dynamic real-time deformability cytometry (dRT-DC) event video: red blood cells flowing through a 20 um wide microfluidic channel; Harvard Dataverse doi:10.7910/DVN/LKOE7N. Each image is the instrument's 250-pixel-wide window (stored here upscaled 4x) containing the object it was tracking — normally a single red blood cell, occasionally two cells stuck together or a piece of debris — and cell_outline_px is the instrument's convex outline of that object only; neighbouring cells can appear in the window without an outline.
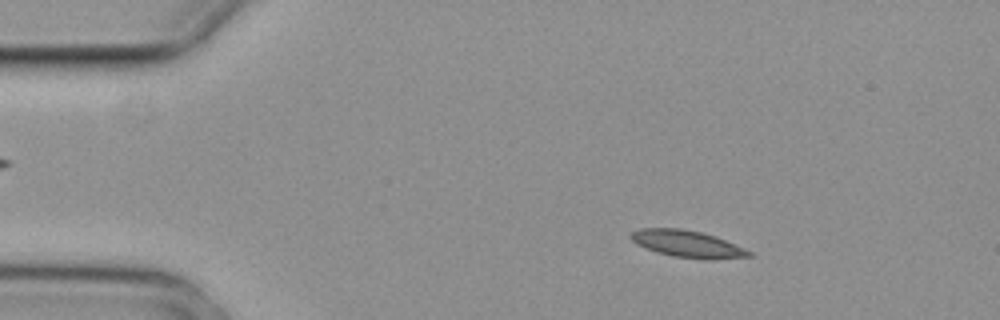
{"species": "common noctule bat (a hibernating species)", "species_latin": "Nyctalus noctula", "temperature_condition": "cold", "stored_images_in_passage": 3, "camera_frame_rate_fps": 3000, "um_per_image_px": 0.085, "animal": {"sex": "female", "body_mass_g": 29.2, "forearm_length_mm": 56.3}, "frame": {"image": 1, "passage_image": 1, "time_ms": 0.0, "image_size_px": [1000, 320], "cell_outline_px": [[756, 256], [708, 260], [704, 260], [672, 256], [656, 252], [644, 248], [636, 244], [628, 236], [632, 232], [640, 228], [680, 228], [700, 232], [716, 236], [744, 248], [752, 252]], "centroid_in_image_um": [58.43, 20.74], "position_along_channel_um": 26.6, "area_um2": 18.79}}